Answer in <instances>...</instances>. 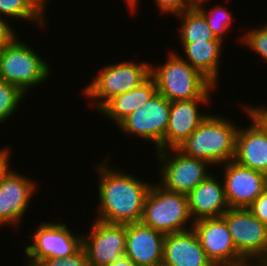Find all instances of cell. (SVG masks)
Masks as SVG:
<instances>
[{"label": "cell", "instance_id": "6da1fadb", "mask_svg": "<svg viewBox=\"0 0 267 266\" xmlns=\"http://www.w3.org/2000/svg\"><path fill=\"white\" fill-rule=\"evenodd\" d=\"M109 158L107 155L94 166L98 173L99 199L97 217L94 219L110 224L138 223L152 182L144 181L136 174H128L121 167L112 168Z\"/></svg>", "mask_w": 267, "mask_h": 266}, {"label": "cell", "instance_id": "7a4b0ae2", "mask_svg": "<svg viewBox=\"0 0 267 266\" xmlns=\"http://www.w3.org/2000/svg\"><path fill=\"white\" fill-rule=\"evenodd\" d=\"M177 148L185 156L204 160L213 166L232 161L235 156L239 126L232 118L210 114Z\"/></svg>", "mask_w": 267, "mask_h": 266}, {"label": "cell", "instance_id": "3957f363", "mask_svg": "<svg viewBox=\"0 0 267 266\" xmlns=\"http://www.w3.org/2000/svg\"><path fill=\"white\" fill-rule=\"evenodd\" d=\"M165 63L150 65V76L155 80L157 92L168 101L211 98L217 86L193 68L175 51H167Z\"/></svg>", "mask_w": 267, "mask_h": 266}, {"label": "cell", "instance_id": "277c9868", "mask_svg": "<svg viewBox=\"0 0 267 266\" xmlns=\"http://www.w3.org/2000/svg\"><path fill=\"white\" fill-rule=\"evenodd\" d=\"M148 61L123 60L106 64L85 87L82 95L88 98L97 112L113 97L139 87L150 77ZM94 106V107H93Z\"/></svg>", "mask_w": 267, "mask_h": 266}, {"label": "cell", "instance_id": "5b68a950", "mask_svg": "<svg viewBox=\"0 0 267 266\" xmlns=\"http://www.w3.org/2000/svg\"><path fill=\"white\" fill-rule=\"evenodd\" d=\"M18 34L0 51V80L17 86L27 95L50 78L49 63L29 44L20 41Z\"/></svg>", "mask_w": 267, "mask_h": 266}, {"label": "cell", "instance_id": "8992f818", "mask_svg": "<svg viewBox=\"0 0 267 266\" xmlns=\"http://www.w3.org/2000/svg\"><path fill=\"white\" fill-rule=\"evenodd\" d=\"M140 222L164 235L192 229L187 195L166 190L152 182Z\"/></svg>", "mask_w": 267, "mask_h": 266}, {"label": "cell", "instance_id": "52a82bcc", "mask_svg": "<svg viewBox=\"0 0 267 266\" xmlns=\"http://www.w3.org/2000/svg\"><path fill=\"white\" fill-rule=\"evenodd\" d=\"M28 237L33 242L25 246L26 265L36 266L48 258H66L76 254L82 248V234H74L63 222L43 221Z\"/></svg>", "mask_w": 267, "mask_h": 266}, {"label": "cell", "instance_id": "ba28073f", "mask_svg": "<svg viewBox=\"0 0 267 266\" xmlns=\"http://www.w3.org/2000/svg\"><path fill=\"white\" fill-rule=\"evenodd\" d=\"M221 217L226 222L237 252L250 265H266L267 225L248 208H229Z\"/></svg>", "mask_w": 267, "mask_h": 266}, {"label": "cell", "instance_id": "9c48e42d", "mask_svg": "<svg viewBox=\"0 0 267 266\" xmlns=\"http://www.w3.org/2000/svg\"><path fill=\"white\" fill-rule=\"evenodd\" d=\"M171 151V152H169ZM159 177L157 181L166 190L188 195L211 173L210 163L185 156L178 149L156 151ZM210 170V171H209Z\"/></svg>", "mask_w": 267, "mask_h": 266}, {"label": "cell", "instance_id": "30bf717a", "mask_svg": "<svg viewBox=\"0 0 267 266\" xmlns=\"http://www.w3.org/2000/svg\"><path fill=\"white\" fill-rule=\"evenodd\" d=\"M170 101L156 92L148 102L141 105L117 126L119 131L130 137H138L145 142H154L155 150L160 151L169 122Z\"/></svg>", "mask_w": 267, "mask_h": 266}, {"label": "cell", "instance_id": "8fae6325", "mask_svg": "<svg viewBox=\"0 0 267 266\" xmlns=\"http://www.w3.org/2000/svg\"><path fill=\"white\" fill-rule=\"evenodd\" d=\"M29 176L8 166L0 175V227L18 228L30 208L31 198L37 194V183ZM35 192V193H34Z\"/></svg>", "mask_w": 267, "mask_h": 266}, {"label": "cell", "instance_id": "7c38bea8", "mask_svg": "<svg viewBox=\"0 0 267 266\" xmlns=\"http://www.w3.org/2000/svg\"><path fill=\"white\" fill-rule=\"evenodd\" d=\"M200 244L215 266H250L237 252L232 236L222 217L193 222Z\"/></svg>", "mask_w": 267, "mask_h": 266}, {"label": "cell", "instance_id": "4fadbf2b", "mask_svg": "<svg viewBox=\"0 0 267 266\" xmlns=\"http://www.w3.org/2000/svg\"><path fill=\"white\" fill-rule=\"evenodd\" d=\"M90 232L82 234V247L91 266H105L125 253L126 224L92 221Z\"/></svg>", "mask_w": 267, "mask_h": 266}, {"label": "cell", "instance_id": "5bb4252c", "mask_svg": "<svg viewBox=\"0 0 267 266\" xmlns=\"http://www.w3.org/2000/svg\"><path fill=\"white\" fill-rule=\"evenodd\" d=\"M229 208H248L267 189V175L234 160L220 165Z\"/></svg>", "mask_w": 267, "mask_h": 266}, {"label": "cell", "instance_id": "9a60e30c", "mask_svg": "<svg viewBox=\"0 0 267 266\" xmlns=\"http://www.w3.org/2000/svg\"><path fill=\"white\" fill-rule=\"evenodd\" d=\"M211 100V98H196L170 102L169 122L164 139L160 143V150L177 149L209 115L200 107L210 106Z\"/></svg>", "mask_w": 267, "mask_h": 266}, {"label": "cell", "instance_id": "2e32d148", "mask_svg": "<svg viewBox=\"0 0 267 266\" xmlns=\"http://www.w3.org/2000/svg\"><path fill=\"white\" fill-rule=\"evenodd\" d=\"M241 109H244L251 123L238 128L233 160L267 175V129L250 113L249 103Z\"/></svg>", "mask_w": 267, "mask_h": 266}, {"label": "cell", "instance_id": "e0dca14e", "mask_svg": "<svg viewBox=\"0 0 267 266\" xmlns=\"http://www.w3.org/2000/svg\"><path fill=\"white\" fill-rule=\"evenodd\" d=\"M165 235L141 222L126 224L125 253L138 266L162 263Z\"/></svg>", "mask_w": 267, "mask_h": 266}, {"label": "cell", "instance_id": "ac0fdd59", "mask_svg": "<svg viewBox=\"0 0 267 266\" xmlns=\"http://www.w3.org/2000/svg\"><path fill=\"white\" fill-rule=\"evenodd\" d=\"M218 178L211 173L187 195L188 209L193 222L221 217L229 209L223 181H219Z\"/></svg>", "mask_w": 267, "mask_h": 266}, {"label": "cell", "instance_id": "d6986e66", "mask_svg": "<svg viewBox=\"0 0 267 266\" xmlns=\"http://www.w3.org/2000/svg\"><path fill=\"white\" fill-rule=\"evenodd\" d=\"M162 263L168 266H215L193 229L165 235Z\"/></svg>", "mask_w": 267, "mask_h": 266}, {"label": "cell", "instance_id": "ffe728a7", "mask_svg": "<svg viewBox=\"0 0 267 266\" xmlns=\"http://www.w3.org/2000/svg\"><path fill=\"white\" fill-rule=\"evenodd\" d=\"M223 43L221 40H205L180 44L184 54H179L177 50H175V53L198 70L213 85L217 86L220 80L218 78L221 76L219 67H221L220 59L223 53Z\"/></svg>", "mask_w": 267, "mask_h": 266}, {"label": "cell", "instance_id": "44dd1931", "mask_svg": "<svg viewBox=\"0 0 267 266\" xmlns=\"http://www.w3.org/2000/svg\"><path fill=\"white\" fill-rule=\"evenodd\" d=\"M157 92L155 80L150 76L139 87L110 99L99 111L116 126ZM105 115V116H104Z\"/></svg>", "mask_w": 267, "mask_h": 266}, {"label": "cell", "instance_id": "7402d4cb", "mask_svg": "<svg viewBox=\"0 0 267 266\" xmlns=\"http://www.w3.org/2000/svg\"><path fill=\"white\" fill-rule=\"evenodd\" d=\"M49 0H0V17L11 22L20 19L34 23L39 28L46 29V15ZM47 6V7H46ZM46 12V13H45ZM40 25V26H39Z\"/></svg>", "mask_w": 267, "mask_h": 266}, {"label": "cell", "instance_id": "603a6c76", "mask_svg": "<svg viewBox=\"0 0 267 266\" xmlns=\"http://www.w3.org/2000/svg\"><path fill=\"white\" fill-rule=\"evenodd\" d=\"M176 16L181 21L177 36L180 44L219 40L214 36L204 15L195 6Z\"/></svg>", "mask_w": 267, "mask_h": 266}, {"label": "cell", "instance_id": "cb8c5ba5", "mask_svg": "<svg viewBox=\"0 0 267 266\" xmlns=\"http://www.w3.org/2000/svg\"><path fill=\"white\" fill-rule=\"evenodd\" d=\"M210 0H195L194 6L204 15L209 27L216 39L225 42L227 32L230 31L233 23V13L224 5H214L212 8L205 7Z\"/></svg>", "mask_w": 267, "mask_h": 266}, {"label": "cell", "instance_id": "d4e9b609", "mask_svg": "<svg viewBox=\"0 0 267 266\" xmlns=\"http://www.w3.org/2000/svg\"><path fill=\"white\" fill-rule=\"evenodd\" d=\"M26 96L17 86L0 80V125L18 112Z\"/></svg>", "mask_w": 267, "mask_h": 266}, {"label": "cell", "instance_id": "484cf974", "mask_svg": "<svg viewBox=\"0 0 267 266\" xmlns=\"http://www.w3.org/2000/svg\"><path fill=\"white\" fill-rule=\"evenodd\" d=\"M242 36V37H241ZM239 37V43L250 48L251 51L258 54L263 61L267 62V23L258 26L253 30L250 28L246 30L243 35Z\"/></svg>", "mask_w": 267, "mask_h": 266}, {"label": "cell", "instance_id": "4316f807", "mask_svg": "<svg viewBox=\"0 0 267 266\" xmlns=\"http://www.w3.org/2000/svg\"><path fill=\"white\" fill-rule=\"evenodd\" d=\"M36 266H91L83 247L66 258H48L40 261Z\"/></svg>", "mask_w": 267, "mask_h": 266}, {"label": "cell", "instance_id": "83f0119b", "mask_svg": "<svg viewBox=\"0 0 267 266\" xmlns=\"http://www.w3.org/2000/svg\"><path fill=\"white\" fill-rule=\"evenodd\" d=\"M154 2L161 14H170L175 17L195 4V0H154Z\"/></svg>", "mask_w": 267, "mask_h": 266}, {"label": "cell", "instance_id": "f1b7e54d", "mask_svg": "<svg viewBox=\"0 0 267 266\" xmlns=\"http://www.w3.org/2000/svg\"><path fill=\"white\" fill-rule=\"evenodd\" d=\"M248 209L263 224L267 225V189L256 198Z\"/></svg>", "mask_w": 267, "mask_h": 266}, {"label": "cell", "instance_id": "f546056e", "mask_svg": "<svg viewBox=\"0 0 267 266\" xmlns=\"http://www.w3.org/2000/svg\"><path fill=\"white\" fill-rule=\"evenodd\" d=\"M0 17V51L6 47L17 35L13 24Z\"/></svg>", "mask_w": 267, "mask_h": 266}, {"label": "cell", "instance_id": "4dcf8cb0", "mask_svg": "<svg viewBox=\"0 0 267 266\" xmlns=\"http://www.w3.org/2000/svg\"><path fill=\"white\" fill-rule=\"evenodd\" d=\"M250 113L267 129V106L250 105Z\"/></svg>", "mask_w": 267, "mask_h": 266}, {"label": "cell", "instance_id": "1f68e13d", "mask_svg": "<svg viewBox=\"0 0 267 266\" xmlns=\"http://www.w3.org/2000/svg\"><path fill=\"white\" fill-rule=\"evenodd\" d=\"M11 158V148L8 146L2 147L0 149V175L2 172L12 163Z\"/></svg>", "mask_w": 267, "mask_h": 266}, {"label": "cell", "instance_id": "d6a6232c", "mask_svg": "<svg viewBox=\"0 0 267 266\" xmlns=\"http://www.w3.org/2000/svg\"><path fill=\"white\" fill-rule=\"evenodd\" d=\"M105 266H138V265H136L126 255H123L122 257H119L117 260H115V261H113L110 264H107Z\"/></svg>", "mask_w": 267, "mask_h": 266}, {"label": "cell", "instance_id": "836d02e7", "mask_svg": "<svg viewBox=\"0 0 267 266\" xmlns=\"http://www.w3.org/2000/svg\"><path fill=\"white\" fill-rule=\"evenodd\" d=\"M126 1L125 4H127V8H129V12H132V14L135 12L137 13V7L140 6L139 5V1L140 0H124V2Z\"/></svg>", "mask_w": 267, "mask_h": 266}, {"label": "cell", "instance_id": "e575fe53", "mask_svg": "<svg viewBox=\"0 0 267 266\" xmlns=\"http://www.w3.org/2000/svg\"><path fill=\"white\" fill-rule=\"evenodd\" d=\"M156 266H168V265H166V264H164V263H160V264H158V265H156Z\"/></svg>", "mask_w": 267, "mask_h": 266}]
</instances>
